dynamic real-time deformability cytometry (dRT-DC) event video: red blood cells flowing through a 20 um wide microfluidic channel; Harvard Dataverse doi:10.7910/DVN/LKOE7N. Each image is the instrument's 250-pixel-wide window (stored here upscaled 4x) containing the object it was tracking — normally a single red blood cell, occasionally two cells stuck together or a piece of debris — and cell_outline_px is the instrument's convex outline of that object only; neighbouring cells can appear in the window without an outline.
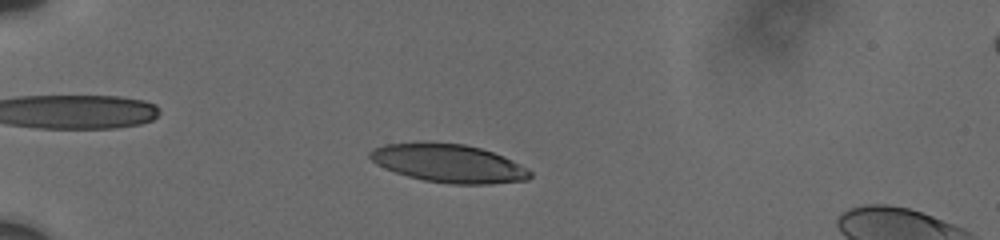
{"species": "human", "species_latin": "Homo sapiens", "temperature_condition": "cold", "stored_images_in_passage": 60, "camera_frame_rate_fps": 3000, "um_per_image_px": 0.085, "donor": {"sex": "male"}, "frame": {"image": 1, "passage_image": 12, "time_ms": 4.0, "image_size_px": [1000, 240], "cell_outline_px": [[532, 176], [528, 180], [488, 184], [452, 184], [424, 180], [408, 176], [384, 168], [376, 164], [368, 156], [368, 152], [384, 144], [412, 140], [428, 140], [464, 144], [480, 148], [504, 156], [532, 172]], "centroid_in_image_um": [38.07, 13.84], "position_along_channel_um": 46.9, "area_um2": 36.3}}
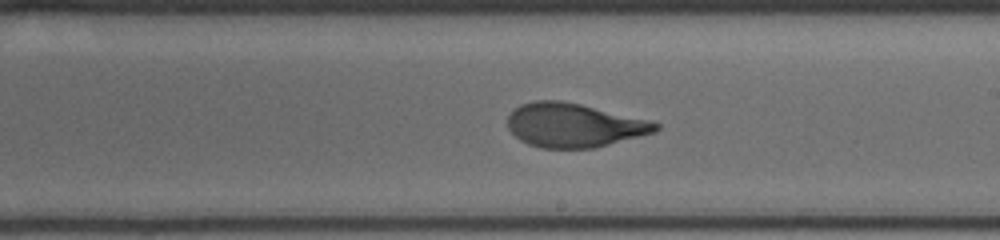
{"frame": {"image": 2, "passage_image": 38, "time_ms": 10.333, "image_size_px": [1000, 240], "cell_outline_px": [[660, 128], [656, 132], [596, 148], [540, 148], [528, 144], [520, 140], [508, 128], [508, 116], [512, 108], [520, 104], [536, 100], [560, 100], [580, 104], [652, 120], [660, 124]], "centroid_in_image_um": [48.8, 10.64], "position_along_channel_um": 240.2, "area_um2": 38.26}}
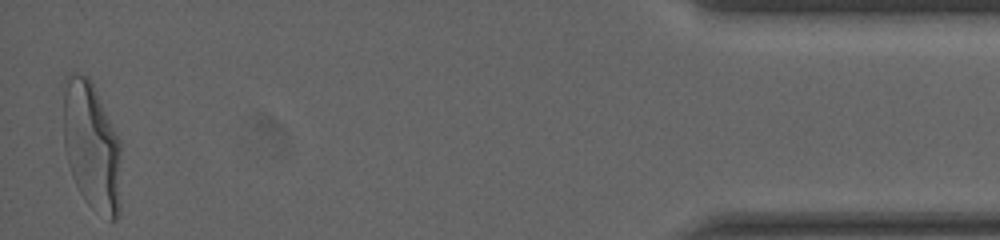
{"frame": {"image": 3, "passage_image": 60, "time_ms": 17.333, "image_size_px": [1000, 240], "cell_outline_px": [[120, 212], [116, 220], [112, 220], [88, 204], [84, 200], [72, 176], [68, 164], [64, 144], [60, 84], [64, 76], [72, 72], [76, 72], [88, 76], [120, 140]], "centroid_in_image_um": [7.73, 12.33], "position_along_channel_um": 427.5, "area_um2": 44.1}, "authors_computed_cell_mechanics": {"area_um2": 38.0613, "velocity_mm_per_s": 3.6889, "shape_relaxation_time_tau1_ms": 4.3025, "shape_relaxation_time_tau2_ms": 0.8525, "deformation_change_tau1": 0.2061, "deformation_change_tau2": 0.0711}}